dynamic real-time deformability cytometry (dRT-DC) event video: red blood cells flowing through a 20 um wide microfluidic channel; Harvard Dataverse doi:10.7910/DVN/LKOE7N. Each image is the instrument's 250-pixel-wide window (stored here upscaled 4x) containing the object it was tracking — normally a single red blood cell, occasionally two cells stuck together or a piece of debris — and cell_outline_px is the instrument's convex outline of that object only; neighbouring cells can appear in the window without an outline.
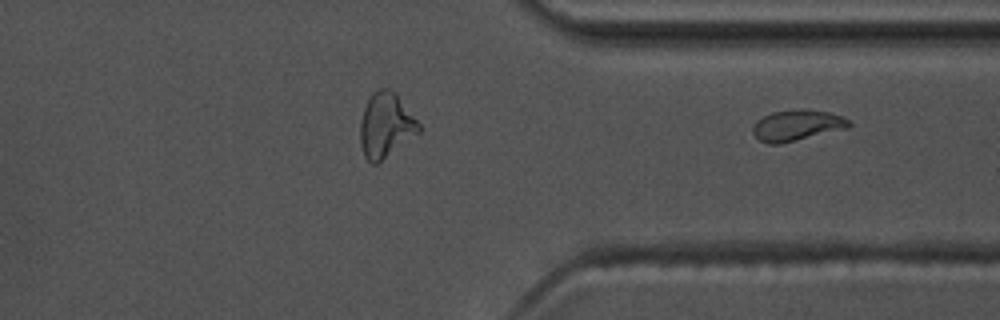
{"species": "common noctule bat (a hibernating species)", "species_latin": "Nyctalus noctula", "temperature_condition": "warm", "stored_images_in_passage": 30, "camera_frame_rate_fps": 3000, "um_per_image_px": 0.085, "animal": {"sex": "male", "body_mass_g": 17.5, "forearm_length_mm": 52.3}, "frame": {"image": 1, "passage_image": 30, "time_ms": 9.667, "image_size_px": [1000, 320], "cell_outline_px": [[852, 124], [848, 128], [780, 144], [768, 144], [760, 140], [752, 132], [752, 128], [756, 120], [772, 112], [804, 108], [832, 112], [848, 120]], "centroid_in_image_um": [67.74, 10.64], "position_along_channel_um": 343.7, "area_um2": 17.4}}